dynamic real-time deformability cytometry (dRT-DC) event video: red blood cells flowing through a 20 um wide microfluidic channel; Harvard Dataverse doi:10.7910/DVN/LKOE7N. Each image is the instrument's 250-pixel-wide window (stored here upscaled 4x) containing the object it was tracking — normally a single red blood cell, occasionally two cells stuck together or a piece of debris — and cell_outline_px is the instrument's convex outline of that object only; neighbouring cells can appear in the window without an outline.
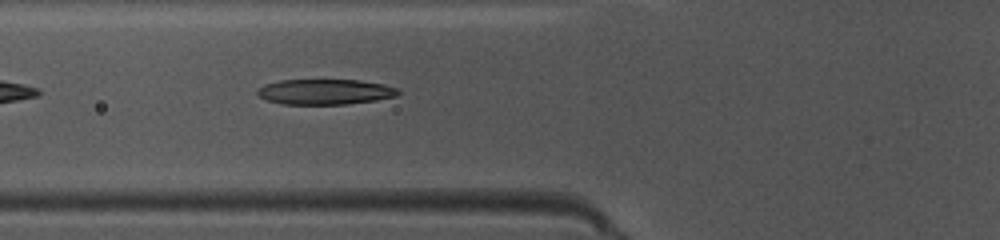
{"species": "common noctule bat (a hibernating species)", "species_latin": "Nyctalus noctula", "temperature_condition": "warm", "stored_images_in_passage": 15, "camera_frame_rate_fps": 3000, "um_per_image_px": 0.085, "animal": {"sex": "female", "body_mass_g": 10.0, "forearm_length_mm": 53.1}, "frame": {"image": 1, "passage_image": 5, "time_ms": 1.333, "image_size_px": [1000, 240], "cell_outline_px": [[400, 92], [396, 96], [376, 100], [348, 104], [280, 104], [268, 100], [260, 96], [256, 92], [264, 84], [280, 80], [360, 80], [384, 84], [400, 88]], "centroid_in_image_um": [27.67, 7.8], "position_along_channel_um": 98.1, "area_um2": 20.87}}
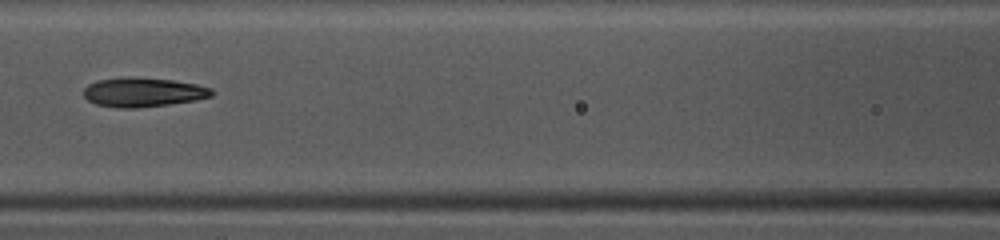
{"frame": {"image": 2, "passage_image": 9, "time_ms": 2.667, "image_size_px": [1000, 240], "cell_outline_px": [[216, 92], [212, 96], [196, 100], [168, 104], [136, 108], [120, 108], [96, 104], [88, 100], [84, 96], [84, 88], [88, 84], [96, 80], [172, 80], [196, 84], [212, 88]], "centroid_in_image_um": [12.22, 7.89], "position_along_channel_um": 154.4, "area_um2": 20.87}}